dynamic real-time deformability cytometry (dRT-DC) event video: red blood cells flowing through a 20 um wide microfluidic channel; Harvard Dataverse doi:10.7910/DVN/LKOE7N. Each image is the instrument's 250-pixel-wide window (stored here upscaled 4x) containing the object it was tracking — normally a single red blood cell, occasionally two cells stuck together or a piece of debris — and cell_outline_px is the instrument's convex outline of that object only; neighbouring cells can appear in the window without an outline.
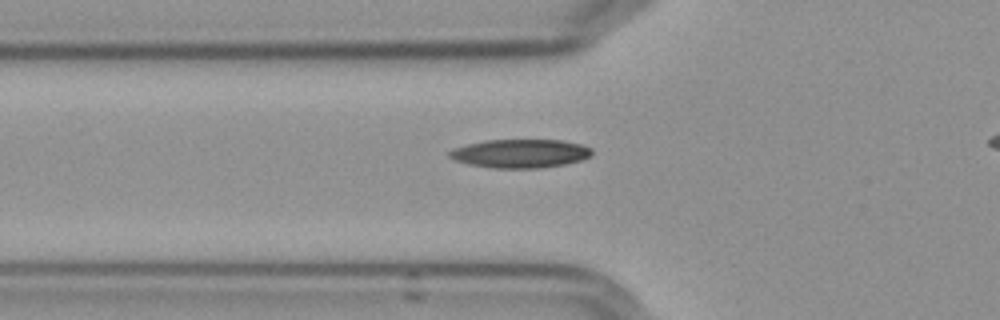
{"species": "Egyptian fruit bat (a non-hibernating species)", "species_latin": "Rousettus aegyptiacus", "temperature_condition": "cold", "stored_images_in_passage": 33, "camera_frame_rate_fps": 3000, "um_per_image_px": 0.085, "frame": {"image": 1, "passage_image": 2, "time_ms": 0.333, "image_size_px": [1000, 320], "cell_outline_px": [[592, 156], [580, 160], [564, 164], [540, 168], [492, 168], [468, 164], [456, 160], [448, 156], [448, 152], [452, 148], [484, 140], [564, 140], [580, 144], [592, 148]], "centroid_in_image_um": [44.22, 13.04], "position_along_channel_um": 81.6, "area_um2": 23.81}}
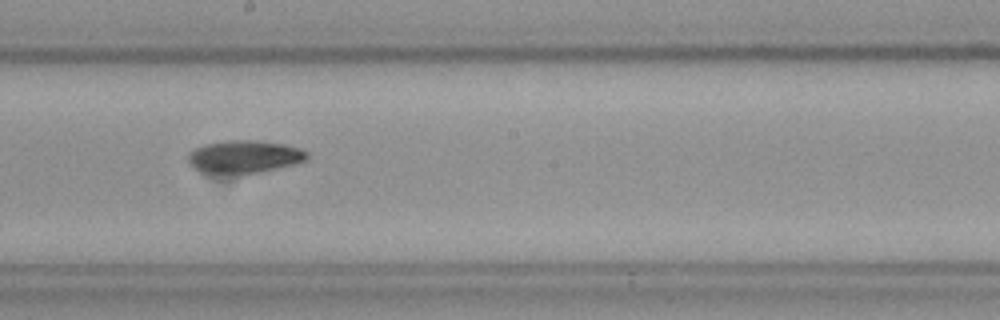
{"frame": {"image": 2, "passage_image": 14, "time_ms": 4.333, "image_size_px": [1000, 320], "cell_outline_px": [[308, 156], [304, 160], [296, 164], [256, 172], [204, 172], [188, 164], [188, 152], [192, 148], [204, 144], [220, 140], [252, 140], [284, 144], [300, 148], [308, 152]], "centroid_in_image_um": [20.73, 13.27], "position_along_channel_um": 227.5, "area_um2": 22.37}}
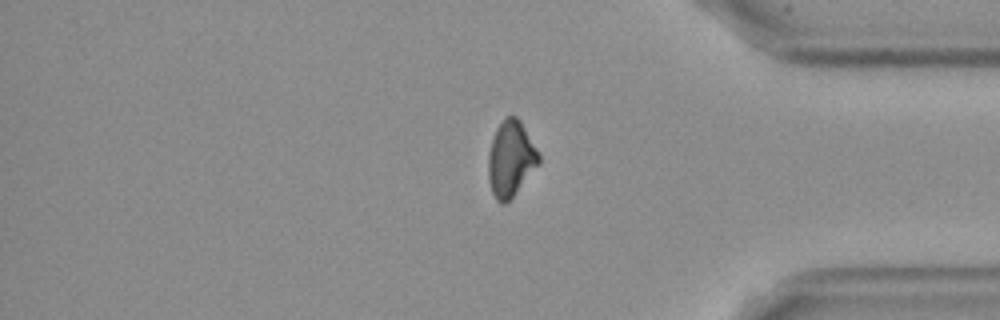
{"frame": {"image": 3, "passage_image": 29, "time_ms": 9.333, "image_size_px": [1000, 320], "cell_outline_px": [[540, 164], [516, 192], [504, 204], [500, 204], [496, 200], [492, 192], [488, 176], [488, 156], [492, 140], [496, 128], [504, 116], [516, 116], [520, 120], [540, 152]], "centroid_in_image_um": [43.43, 13.47], "position_along_channel_um": 391.8, "area_um2": 22.43}}